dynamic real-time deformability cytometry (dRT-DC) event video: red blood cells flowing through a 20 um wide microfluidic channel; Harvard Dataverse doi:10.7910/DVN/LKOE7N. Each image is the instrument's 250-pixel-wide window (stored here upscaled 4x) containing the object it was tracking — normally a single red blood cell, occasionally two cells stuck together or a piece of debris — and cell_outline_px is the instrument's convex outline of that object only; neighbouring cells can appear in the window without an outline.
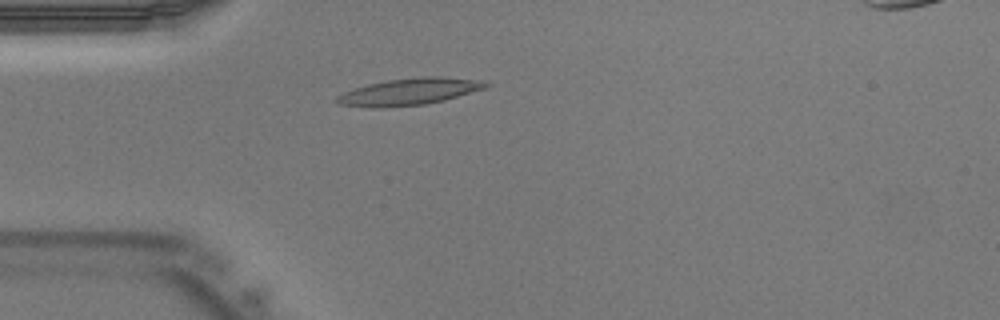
{"species": "Egyptian fruit bat (a non-hibernating species)", "species_latin": "Rousettus aegyptiacus", "temperature_condition": "warm", "stored_images_in_passage": 39, "segment_of_instrument_passage": [1, 2], "camera_frame_rate_fps": 3000, "um_per_image_px": 0.085, "animal": {"sex": "male"}, "frame": {"image": 1, "passage_image": 8, "time_ms": 2.333, "image_size_px": [1000, 320], "cell_outline_px": [[492, 84], [484, 88], [444, 100], [424, 104], [384, 108], [372, 108], [336, 104], [336, 96], [344, 92], [368, 84], [388, 80], [424, 76], [440, 76], [484, 80]], "centroid_in_image_um": [34.78, 7.79], "position_along_channel_um": 50.2, "area_um2": 23.29}}
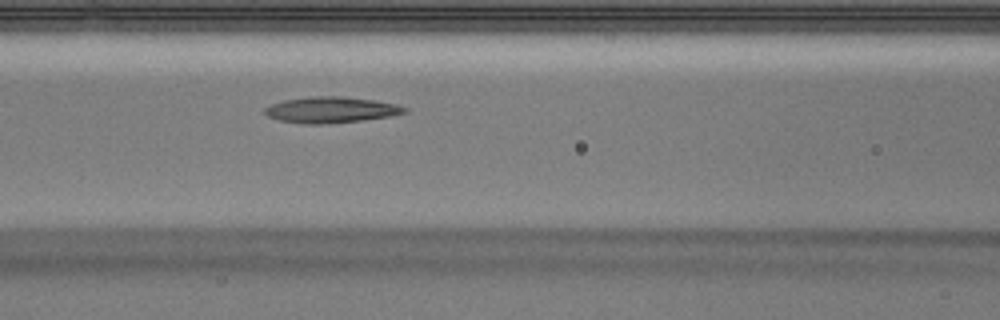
{"frame": {"image": 2, "passage_image": 14, "time_ms": 4.333, "image_size_px": [1000, 320], "cell_outline_px": [[408, 112], [388, 116], [360, 120], [320, 124], [304, 124], [280, 120], [268, 116], [264, 112], [264, 108], [272, 104], [284, 100], [308, 96], [340, 96], [372, 100], [396, 104], [408, 108]], "centroid_in_image_um": [28.11, 9.33], "position_along_channel_um": 138.5, "area_um2": 20.92}}
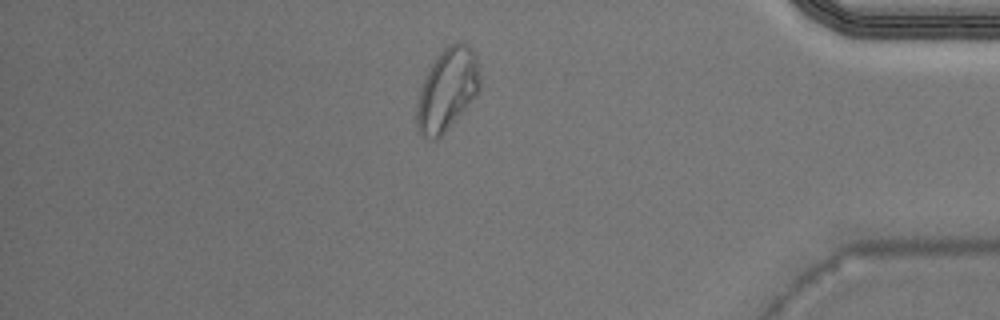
{"frame": {"image": 3, "passage_image": 32, "time_ms": 10.333, "image_size_px": [1000, 320], "cell_outline_px": [[480, 88], [476, 96], [444, 132], [436, 140], [432, 140], [424, 136], [420, 132], [416, 124], [416, 108], [420, 92], [424, 80], [436, 56], [448, 44], [468, 44], [476, 52], [480, 80]], "centroid_in_image_um": [38.03, 7.6], "position_along_channel_um": 397.2, "area_um2": 29.82}}